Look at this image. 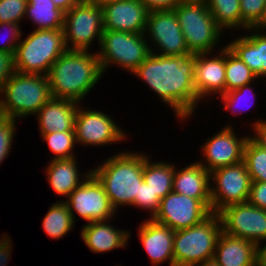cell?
I'll return each mask as SVG.
<instances>
[{"mask_svg": "<svg viewBox=\"0 0 266 266\" xmlns=\"http://www.w3.org/2000/svg\"><path fill=\"white\" fill-rule=\"evenodd\" d=\"M146 8L151 10H173L182 0H140Z\"/></svg>", "mask_w": 266, "mask_h": 266, "instance_id": "b9f144b4", "label": "cell"}, {"mask_svg": "<svg viewBox=\"0 0 266 266\" xmlns=\"http://www.w3.org/2000/svg\"><path fill=\"white\" fill-rule=\"evenodd\" d=\"M219 53H197L194 70V87L200 100L225 93V46ZM210 55L214 57H210Z\"/></svg>", "mask_w": 266, "mask_h": 266, "instance_id": "e0dca14e", "label": "cell"}, {"mask_svg": "<svg viewBox=\"0 0 266 266\" xmlns=\"http://www.w3.org/2000/svg\"><path fill=\"white\" fill-rule=\"evenodd\" d=\"M208 9L217 26L224 32L250 28L241 18L240 0H208Z\"/></svg>", "mask_w": 266, "mask_h": 266, "instance_id": "83f0119b", "label": "cell"}, {"mask_svg": "<svg viewBox=\"0 0 266 266\" xmlns=\"http://www.w3.org/2000/svg\"><path fill=\"white\" fill-rule=\"evenodd\" d=\"M51 98L46 75L15 71L0 89V115L15 120L27 118Z\"/></svg>", "mask_w": 266, "mask_h": 266, "instance_id": "277c9868", "label": "cell"}, {"mask_svg": "<svg viewBox=\"0 0 266 266\" xmlns=\"http://www.w3.org/2000/svg\"><path fill=\"white\" fill-rule=\"evenodd\" d=\"M160 201L158 195L154 194L149 185L143 180L139 183L138 196H136L132 207L148 210L147 212L150 211V218L152 219L159 211Z\"/></svg>", "mask_w": 266, "mask_h": 266, "instance_id": "d590c367", "label": "cell"}, {"mask_svg": "<svg viewBox=\"0 0 266 266\" xmlns=\"http://www.w3.org/2000/svg\"><path fill=\"white\" fill-rule=\"evenodd\" d=\"M122 151L112 155L91 173L103 185L105 193L117 211L121 206H132L143 181L144 160L150 156L142 152Z\"/></svg>", "mask_w": 266, "mask_h": 266, "instance_id": "3957f363", "label": "cell"}, {"mask_svg": "<svg viewBox=\"0 0 266 266\" xmlns=\"http://www.w3.org/2000/svg\"><path fill=\"white\" fill-rule=\"evenodd\" d=\"M251 84L252 83L246 84V85L240 87L239 89L225 92L224 94L218 96L219 98L222 99V100H220L221 104H222V102L224 103V105H223L224 110L225 111L228 110V111L232 112L233 115L234 114L239 115L240 113L245 112V110L246 111L248 110L247 106L249 108H252V104H254V102H255L254 99H256V97H255L256 94L251 93L254 91V90H252L253 87L251 86ZM249 93H250V95H248ZM251 95L253 97H251ZM250 97H251V99H250ZM252 99H253V101H252L253 103L249 102V100L251 101ZM242 103L246 106H243ZM240 106H242L243 108Z\"/></svg>", "mask_w": 266, "mask_h": 266, "instance_id": "d6a6232c", "label": "cell"}, {"mask_svg": "<svg viewBox=\"0 0 266 266\" xmlns=\"http://www.w3.org/2000/svg\"><path fill=\"white\" fill-rule=\"evenodd\" d=\"M249 136L239 138L229 123L206 139L200 152L203 154V160L197 162L210 173L215 169L240 163L243 161L244 147Z\"/></svg>", "mask_w": 266, "mask_h": 266, "instance_id": "2e32d148", "label": "cell"}, {"mask_svg": "<svg viewBox=\"0 0 266 266\" xmlns=\"http://www.w3.org/2000/svg\"><path fill=\"white\" fill-rule=\"evenodd\" d=\"M63 31L67 50L90 51L96 38L100 44L104 31L102 7L95 2L76 3L64 13Z\"/></svg>", "mask_w": 266, "mask_h": 266, "instance_id": "9c48e42d", "label": "cell"}, {"mask_svg": "<svg viewBox=\"0 0 266 266\" xmlns=\"http://www.w3.org/2000/svg\"><path fill=\"white\" fill-rule=\"evenodd\" d=\"M191 54L212 53L223 31L217 26L206 3L181 2L173 9Z\"/></svg>", "mask_w": 266, "mask_h": 266, "instance_id": "52a82bcc", "label": "cell"}, {"mask_svg": "<svg viewBox=\"0 0 266 266\" xmlns=\"http://www.w3.org/2000/svg\"><path fill=\"white\" fill-rule=\"evenodd\" d=\"M246 35L236 36V39L226 43L260 79L266 78V32L256 28H248ZM251 32V33H250ZM264 77V78H263Z\"/></svg>", "mask_w": 266, "mask_h": 266, "instance_id": "ffe728a7", "label": "cell"}, {"mask_svg": "<svg viewBox=\"0 0 266 266\" xmlns=\"http://www.w3.org/2000/svg\"><path fill=\"white\" fill-rule=\"evenodd\" d=\"M253 130L255 134L249 136L258 146L266 150V120H256L252 124Z\"/></svg>", "mask_w": 266, "mask_h": 266, "instance_id": "60d3db41", "label": "cell"}, {"mask_svg": "<svg viewBox=\"0 0 266 266\" xmlns=\"http://www.w3.org/2000/svg\"><path fill=\"white\" fill-rule=\"evenodd\" d=\"M147 157L144 160L143 180L149 185L154 194L163 199L173 190V177L175 173V165L167 161L150 160Z\"/></svg>", "mask_w": 266, "mask_h": 266, "instance_id": "484cf974", "label": "cell"}, {"mask_svg": "<svg viewBox=\"0 0 266 266\" xmlns=\"http://www.w3.org/2000/svg\"><path fill=\"white\" fill-rule=\"evenodd\" d=\"M214 259L220 266H257V246L251 241L222 232Z\"/></svg>", "mask_w": 266, "mask_h": 266, "instance_id": "cb8c5ba5", "label": "cell"}, {"mask_svg": "<svg viewBox=\"0 0 266 266\" xmlns=\"http://www.w3.org/2000/svg\"><path fill=\"white\" fill-rule=\"evenodd\" d=\"M110 116L104 111L84 108L79 103L74 126L76 143L103 147L123 142L127 133Z\"/></svg>", "mask_w": 266, "mask_h": 266, "instance_id": "4fadbf2b", "label": "cell"}, {"mask_svg": "<svg viewBox=\"0 0 266 266\" xmlns=\"http://www.w3.org/2000/svg\"><path fill=\"white\" fill-rule=\"evenodd\" d=\"M64 201L72 214L74 222L75 214L86 223L111 220L116 213L103 185L91 173ZM75 213V214H74Z\"/></svg>", "mask_w": 266, "mask_h": 266, "instance_id": "7c38bea8", "label": "cell"}, {"mask_svg": "<svg viewBox=\"0 0 266 266\" xmlns=\"http://www.w3.org/2000/svg\"><path fill=\"white\" fill-rule=\"evenodd\" d=\"M14 73V55L0 51V89Z\"/></svg>", "mask_w": 266, "mask_h": 266, "instance_id": "ab89813d", "label": "cell"}, {"mask_svg": "<svg viewBox=\"0 0 266 266\" xmlns=\"http://www.w3.org/2000/svg\"><path fill=\"white\" fill-rule=\"evenodd\" d=\"M151 53L162 56H189L178 17L174 10H151L144 33ZM153 45L152 46L150 45ZM156 52H155V49Z\"/></svg>", "mask_w": 266, "mask_h": 266, "instance_id": "30bf717a", "label": "cell"}, {"mask_svg": "<svg viewBox=\"0 0 266 266\" xmlns=\"http://www.w3.org/2000/svg\"><path fill=\"white\" fill-rule=\"evenodd\" d=\"M17 120L0 115V165L8 158L16 133Z\"/></svg>", "mask_w": 266, "mask_h": 266, "instance_id": "e575fe53", "label": "cell"}, {"mask_svg": "<svg viewBox=\"0 0 266 266\" xmlns=\"http://www.w3.org/2000/svg\"><path fill=\"white\" fill-rule=\"evenodd\" d=\"M195 266H220V265L213 258V259L207 260L203 263L197 264Z\"/></svg>", "mask_w": 266, "mask_h": 266, "instance_id": "7dc6e473", "label": "cell"}, {"mask_svg": "<svg viewBox=\"0 0 266 266\" xmlns=\"http://www.w3.org/2000/svg\"><path fill=\"white\" fill-rule=\"evenodd\" d=\"M138 236L148 254L151 264L158 266L168 262L174 266L173 238L175 231L149 218L140 223Z\"/></svg>", "mask_w": 266, "mask_h": 266, "instance_id": "d6986e66", "label": "cell"}, {"mask_svg": "<svg viewBox=\"0 0 266 266\" xmlns=\"http://www.w3.org/2000/svg\"><path fill=\"white\" fill-rule=\"evenodd\" d=\"M218 214L225 234L246 239L256 246L266 241L265 209L255 207L247 201L227 206Z\"/></svg>", "mask_w": 266, "mask_h": 266, "instance_id": "5bb4252c", "label": "cell"}, {"mask_svg": "<svg viewBox=\"0 0 266 266\" xmlns=\"http://www.w3.org/2000/svg\"><path fill=\"white\" fill-rule=\"evenodd\" d=\"M51 161V162H50ZM44 170L46 172L47 181L55 193L65 198L78 187L90 174L88 172L79 173L78 163L76 157L71 159L50 160Z\"/></svg>", "mask_w": 266, "mask_h": 266, "instance_id": "d4e9b609", "label": "cell"}, {"mask_svg": "<svg viewBox=\"0 0 266 266\" xmlns=\"http://www.w3.org/2000/svg\"><path fill=\"white\" fill-rule=\"evenodd\" d=\"M98 46L103 74L113 64L132 74L151 53L144 34L104 30Z\"/></svg>", "mask_w": 266, "mask_h": 266, "instance_id": "ba28073f", "label": "cell"}, {"mask_svg": "<svg viewBox=\"0 0 266 266\" xmlns=\"http://www.w3.org/2000/svg\"><path fill=\"white\" fill-rule=\"evenodd\" d=\"M266 0H240V11L242 20L254 28L263 18Z\"/></svg>", "mask_w": 266, "mask_h": 266, "instance_id": "8d00e7d4", "label": "cell"}, {"mask_svg": "<svg viewBox=\"0 0 266 266\" xmlns=\"http://www.w3.org/2000/svg\"><path fill=\"white\" fill-rule=\"evenodd\" d=\"M225 92L239 89L259 79L256 74L225 45ZM254 81V82H253Z\"/></svg>", "mask_w": 266, "mask_h": 266, "instance_id": "f546056e", "label": "cell"}, {"mask_svg": "<svg viewBox=\"0 0 266 266\" xmlns=\"http://www.w3.org/2000/svg\"><path fill=\"white\" fill-rule=\"evenodd\" d=\"M48 210L42 220V228L47 236L59 240L74 229L75 222L64 201L56 200Z\"/></svg>", "mask_w": 266, "mask_h": 266, "instance_id": "f1b7e54d", "label": "cell"}, {"mask_svg": "<svg viewBox=\"0 0 266 266\" xmlns=\"http://www.w3.org/2000/svg\"><path fill=\"white\" fill-rule=\"evenodd\" d=\"M210 182V172L195 161L182 169L175 167L172 191L199 199L211 210Z\"/></svg>", "mask_w": 266, "mask_h": 266, "instance_id": "7402d4cb", "label": "cell"}, {"mask_svg": "<svg viewBox=\"0 0 266 266\" xmlns=\"http://www.w3.org/2000/svg\"><path fill=\"white\" fill-rule=\"evenodd\" d=\"M211 214L199 199L172 191L161 199L159 211L152 219L176 231L197 225Z\"/></svg>", "mask_w": 266, "mask_h": 266, "instance_id": "9a60e30c", "label": "cell"}, {"mask_svg": "<svg viewBox=\"0 0 266 266\" xmlns=\"http://www.w3.org/2000/svg\"><path fill=\"white\" fill-rule=\"evenodd\" d=\"M211 211L219 213L227 206L245 203L249 199L251 177L244 161L215 169L210 173Z\"/></svg>", "mask_w": 266, "mask_h": 266, "instance_id": "8fae6325", "label": "cell"}, {"mask_svg": "<svg viewBox=\"0 0 266 266\" xmlns=\"http://www.w3.org/2000/svg\"><path fill=\"white\" fill-rule=\"evenodd\" d=\"M78 2H93V0H77Z\"/></svg>", "mask_w": 266, "mask_h": 266, "instance_id": "816d5d0a", "label": "cell"}, {"mask_svg": "<svg viewBox=\"0 0 266 266\" xmlns=\"http://www.w3.org/2000/svg\"><path fill=\"white\" fill-rule=\"evenodd\" d=\"M43 141L55 155L51 160L71 159L75 156L76 136L75 131L51 132L43 134Z\"/></svg>", "mask_w": 266, "mask_h": 266, "instance_id": "1f68e13d", "label": "cell"}, {"mask_svg": "<svg viewBox=\"0 0 266 266\" xmlns=\"http://www.w3.org/2000/svg\"><path fill=\"white\" fill-rule=\"evenodd\" d=\"M10 238V235L2 234L0 237V247Z\"/></svg>", "mask_w": 266, "mask_h": 266, "instance_id": "681fc988", "label": "cell"}, {"mask_svg": "<svg viewBox=\"0 0 266 266\" xmlns=\"http://www.w3.org/2000/svg\"><path fill=\"white\" fill-rule=\"evenodd\" d=\"M25 18L36 26L34 30L63 29L64 12L52 0H27Z\"/></svg>", "mask_w": 266, "mask_h": 266, "instance_id": "4316f807", "label": "cell"}, {"mask_svg": "<svg viewBox=\"0 0 266 266\" xmlns=\"http://www.w3.org/2000/svg\"><path fill=\"white\" fill-rule=\"evenodd\" d=\"M183 2H202L207 3L208 0H182Z\"/></svg>", "mask_w": 266, "mask_h": 266, "instance_id": "f907efd6", "label": "cell"}, {"mask_svg": "<svg viewBox=\"0 0 266 266\" xmlns=\"http://www.w3.org/2000/svg\"><path fill=\"white\" fill-rule=\"evenodd\" d=\"M108 221L90 222L83 225L81 239L93 253H107L115 249L125 248L129 242L130 232L115 228Z\"/></svg>", "mask_w": 266, "mask_h": 266, "instance_id": "603a6c76", "label": "cell"}, {"mask_svg": "<svg viewBox=\"0 0 266 266\" xmlns=\"http://www.w3.org/2000/svg\"><path fill=\"white\" fill-rule=\"evenodd\" d=\"M116 1H121V0H93V2L99 4L100 6H103L107 3L116 2Z\"/></svg>", "mask_w": 266, "mask_h": 266, "instance_id": "c3c4849f", "label": "cell"}, {"mask_svg": "<svg viewBox=\"0 0 266 266\" xmlns=\"http://www.w3.org/2000/svg\"><path fill=\"white\" fill-rule=\"evenodd\" d=\"M257 266H266V244L257 246Z\"/></svg>", "mask_w": 266, "mask_h": 266, "instance_id": "f6af8a7d", "label": "cell"}, {"mask_svg": "<svg viewBox=\"0 0 266 266\" xmlns=\"http://www.w3.org/2000/svg\"><path fill=\"white\" fill-rule=\"evenodd\" d=\"M243 161L252 181L266 182V150L250 137L244 147Z\"/></svg>", "mask_w": 266, "mask_h": 266, "instance_id": "4dcf8cb0", "label": "cell"}, {"mask_svg": "<svg viewBox=\"0 0 266 266\" xmlns=\"http://www.w3.org/2000/svg\"><path fill=\"white\" fill-rule=\"evenodd\" d=\"M27 4V0H0V22L21 24Z\"/></svg>", "mask_w": 266, "mask_h": 266, "instance_id": "836d02e7", "label": "cell"}, {"mask_svg": "<svg viewBox=\"0 0 266 266\" xmlns=\"http://www.w3.org/2000/svg\"><path fill=\"white\" fill-rule=\"evenodd\" d=\"M20 27V24L0 22V30L7 28L10 31V36L5 38V42H2V45H0V51L15 54L16 48L22 39V30Z\"/></svg>", "mask_w": 266, "mask_h": 266, "instance_id": "74e56055", "label": "cell"}, {"mask_svg": "<svg viewBox=\"0 0 266 266\" xmlns=\"http://www.w3.org/2000/svg\"><path fill=\"white\" fill-rule=\"evenodd\" d=\"M248 202L266 210V182L252 181Z\"/></svg>", "mask_w": 266, "mask_h": 266, "instance_id": "f35d334b", "label": "cell"}, {"mask_svg": "<svg viewBox=\"0 0 266 266\" xmlns=\"http://www.w3.org/2000/svg\"><path fill=\"white\" fill-rule=\"evenodd\" d=\"M222 232L217 213H212L197 225L176 230L173 238L174 266H195L213 259Z\"/></svg>", "mask_w": 266, "mask_h": 266, "instance_id": "8992f818", "label": "cell"}, {"mask_svg": "<svg viewBox=\"0 0 266 266\" xmlns=\"http://www.w3.org/2000/svg\"><path fill=\"white\" fill-rule=\"evenodd\" d=\"M101 7L104 30L145 33L149 10L140 0H121Z\"/></svg>", "mask_w": 266, "mask_h": 266, "instance_id": "ac0fdd59", "label": "cell"}, {"mask_svg": "<svg viewBox=\"0 0 266 266\" xmlns=\"http://www.w3.org/2000/svg\"><path fill=\"white\" fill-rule=\"evenodd\" d=\"M66 50L63 29L34 30L16 48L15 71L47 76L52 64Z\"/></svg>", "mask_w": 266, "mask_h": 266, "instance_id": "5b68a950", "label": "cell"}, {"mask_svg": "<svg viewBox=\"0 0 266 266\" xmlns=\"http://www.w3.org/2000/svg\"><path fill=\"white\" fill-rule=\"evenodd\" d=\"M103 72L96 52L66 50L47 74L52 98L81 103Z\"/></svg>", "mask_w": 266, "mask_h": 266, "instance_id": "7a4b0ae2", "label": "cell"}, {"mask_svg": "<svg viewBox=\"0 0 266 266\" xmlns=\"http://www.w3.org/2000/svg\"><path fill=\"white\" fill-rule=\"evenodd\" d=\"M53 3L64 13L69 11L76 3L77 0H52Z\"/></svg>", "mask_w": 266, "mask_h": 266, "instance_id": "ee69618b", "label": "cell"}, {"mask_svg": "<svg viewBox=\"0 0 266 266\" xmlns=\"http://www.w3.org/2000/svg\"><path fill=\"white\" fill-rule=\"evenodd\" d=\"M79 103L51 98L34 116L37 117L41 136L51 132L74 131Z\"/></svg>", "mask_w": 266, "mask_h": 266, "instance_id": "44dd1931", "label": "cell"}, {"mask_svg": "<svg viewBox=\"0 0 266 266\" xmlns=\"http://www.w3.org/2000/svg\"><path fill=\"white\" fill-rule=\"evenodd\" d=\"M11 245H12V239L9 238L5 242V244H3L0 247V266H7V263L9 262L11 258V251L13 248V246Z\"/></svg>", "mask_w": 266, "mask_h": 266, "instance_id": "7bdbcfd3", "label": "cell"}, {"mask_svg": "<svg viewBox=\"0 0 266 266\" xmlns=\"http://www.w3.org/2000/svg\"><path fill=\"white\" fill-rule=\"evenodd\" d=\"M196 54L162 56L150 53L132 73L174 111L177 119H190L198 102H202L194 87ZM190 117V118H189Z\"/></svg>", "mask_w": 266, "mask_h": 266, "instance_id": "6da1fadb", "label": "cell"}, {"mask_svg": "<svg viewBox=\"0 0 266 266\" xmlns=\"http://www.w3.org/2000/svg\"><path fill=\"white\" fill-rule=\"evenodd\" d=\"M254 28L258 29L259 31L263 33L265 32L266 30V7H265V12H264L262 20Z\"/></svg>", "mask_w": 266, "mask_h": 266, "instance_id": "bcb514c9", "label": "cell"}]
</instances>
